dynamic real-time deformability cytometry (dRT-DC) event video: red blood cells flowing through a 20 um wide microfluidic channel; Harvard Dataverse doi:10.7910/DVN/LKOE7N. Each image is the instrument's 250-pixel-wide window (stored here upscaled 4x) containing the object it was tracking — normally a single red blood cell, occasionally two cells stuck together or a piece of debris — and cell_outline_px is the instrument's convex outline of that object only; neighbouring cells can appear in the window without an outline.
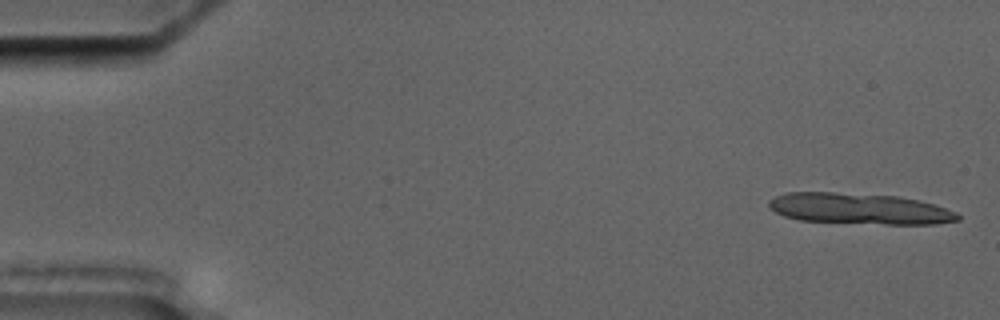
{"species": "common noctule bat (a hibernating species)", "species_latin": "Nyctalus noctula", "temperature_condition": "cold", "stored_images_in_passage": 15, "segment_of_instrument_passage": [1, 3], "camera_frame_rate_fps": 3000, "um_per_image_px": 0.085, "animal": {"sex": "male", "body_mass_g": 17.5, "forearm_length_mm": 52.3}, "frame": {"image": 1, "passage_image": 1, "time_ms": 0.0, "image_size_px": [1000, 320], "cell_outline_px": [[960, 220], [936, 224], [888, 224], [800, 220], [784, 216], [776, 212], [768, 204], [768, 200], [784, 192], [832, 192], [900, 196], [920, 200], [956, 212], [960, 216]], "centroid_in_image_um": [73.06, 17.73], "position_along_channel_um": 11.9, "area_um2": 33.99}}